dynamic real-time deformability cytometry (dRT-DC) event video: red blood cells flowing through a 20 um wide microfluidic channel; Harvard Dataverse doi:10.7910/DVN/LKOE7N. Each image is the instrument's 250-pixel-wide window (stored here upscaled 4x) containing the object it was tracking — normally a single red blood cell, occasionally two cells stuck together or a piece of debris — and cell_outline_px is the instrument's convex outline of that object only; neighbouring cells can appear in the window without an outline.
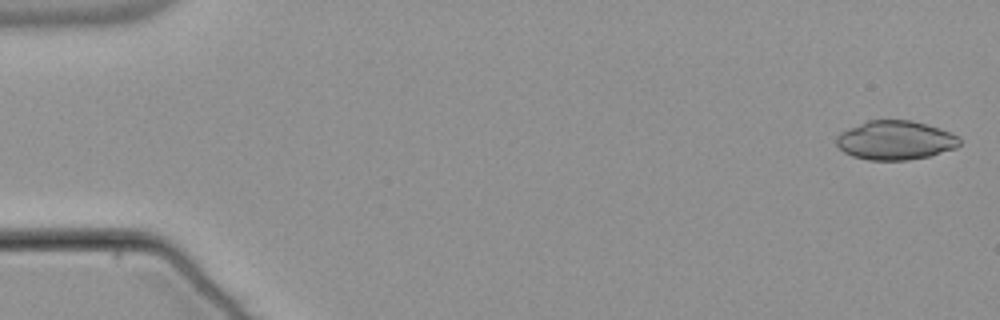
{"species": "common noctule bat (a hibernating species)", "species_latin": "Nyctalus noctula", "temperature_condition": "warm", "stored_images_in_passage": 53, "camera_frame_rate_fps": 3000, "um_per_image_px": 0.085, "animal": {"sex": "male", "body_mass_g": 21.5, "forearm_length_mm": 52.0}, "frame": {"image": 1, "passage_image": 1, "time_ms": 0.0, "image_size_px": [1000, 320], "cell_outline_px": [[960, 144], [956, 148], [928, 156], [908, 160], [868, 160], [852, 156], [844, 152], [836, 144], [836, 136], [840, 132], [848, 128], [868, 120], [912, 120], [940, 128], [960, 136]], "centroid_in_image_um": [76.1, 11.92], "position_along_channel_um": 8.9, "area_um2": 28.15}}
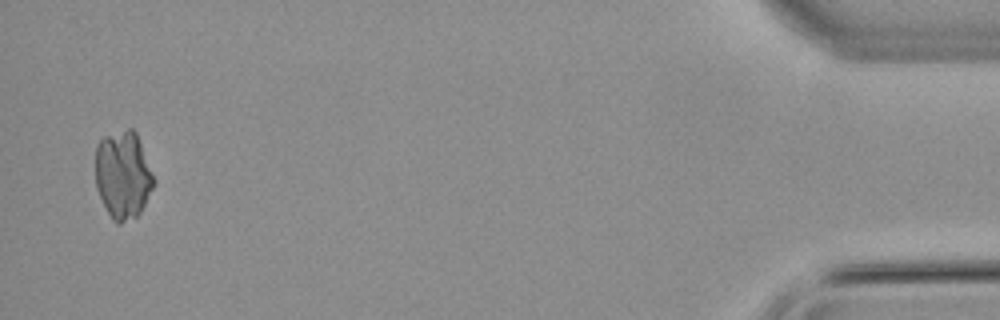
{"frame": {"image": 2, "passage_image": 52, "time_ms": 17.0, "image_size_px": [1000, 320], "cell_outline_px": [[156, 184], [140, 212], [136, 216], [120, 224], [116, 224], [112, 220], [96, 188], [96, 144], [104, 136], [128, 128], [132, 128], [136, 132], [156, 180]], "centroid_in_image_um": [10.47, 14.86], "position_along_channel_um": 424.7, "area_um2": 30.0}}